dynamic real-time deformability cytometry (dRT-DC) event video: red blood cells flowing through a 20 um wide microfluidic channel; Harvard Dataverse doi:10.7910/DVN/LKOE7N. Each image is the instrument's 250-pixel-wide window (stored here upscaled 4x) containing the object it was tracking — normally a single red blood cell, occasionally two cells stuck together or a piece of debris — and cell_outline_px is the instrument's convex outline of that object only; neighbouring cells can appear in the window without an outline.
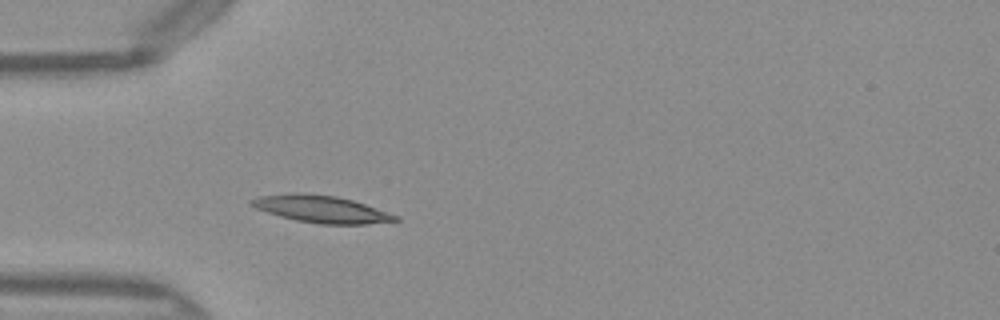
{"species": "Egyptian fruit bat (a non-hibernating species)", "species_latin": "Rousettus aegyptiacus", "temperature_condition": "warm", "stored_images_in_passage": 36, "camera_frame_rate_fps": 3000, "um_per_image_px": 0.085, "frame": {"image": 1, "passage_image": 1, "time_ms": 0.0, "image_size_px": [1000, 320], "cell_outline_px": [[400, 220], [368, 224], [320, 224], [296, 220], [280, 216], [256, 208], [248, 204], [248, 200], [256, 196], [292, 192], [304, 192], [336, 196], [352, 200], [400, 216]], "centroid_in_image_um": [27.26, 17.75], "position_along_channel_um": 57.7, "area_um2": 22.95}}
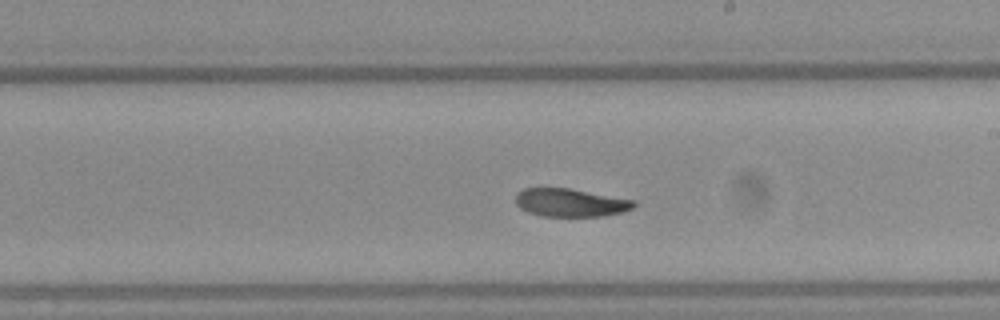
{"frame": {"image": 2, "passage_image": 15, "time_ms": 4.667, "image_size_px": [1000, 320], "cell_outline_px": [[636, 204], [632, 208], [624, 212], [604, 216], [540, 216], [528, 212], [520, 208], [516, 204], [516, 192], [524, 188], [568, 188], [636, 200]], "centroid_in_image_um": [48.49, 17.22], "position_along_channel_um": 240.5, "area_um2": 19.48}}
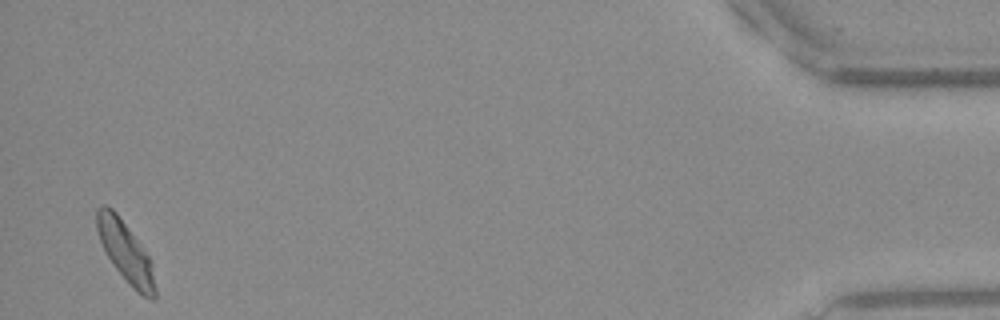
{"frame": {"image": 3, "passage_image": 35, "time_ms": 11.333, "image_size_px": [1000, 320], "cell_outline_px": [[156, 296], [152, 300], [148, 300], [116, 268], [108, 256], [100, 240], [96, 228], [96, 208], [104, 204], [112, 208], [116, 212], [140, 244], [148, 256], [152, 264], [156, 288]], "centroid_in_image_um": [10.66, 21.36], "position_along_channel_um": 424.5, "area_um2": 19.83}, "authors_computed_cell_mechanics": {"area_um2": 20.2589, "velocity_mm_per_s": 4.0228, "shape_relaxation_time_tau1_ms": 3.9804, "shape_relaxation_time_tau2_ms": 3.1486, "deformation_change_tau1": 0.1587, "deformation_change_tau2": 0.0859}}